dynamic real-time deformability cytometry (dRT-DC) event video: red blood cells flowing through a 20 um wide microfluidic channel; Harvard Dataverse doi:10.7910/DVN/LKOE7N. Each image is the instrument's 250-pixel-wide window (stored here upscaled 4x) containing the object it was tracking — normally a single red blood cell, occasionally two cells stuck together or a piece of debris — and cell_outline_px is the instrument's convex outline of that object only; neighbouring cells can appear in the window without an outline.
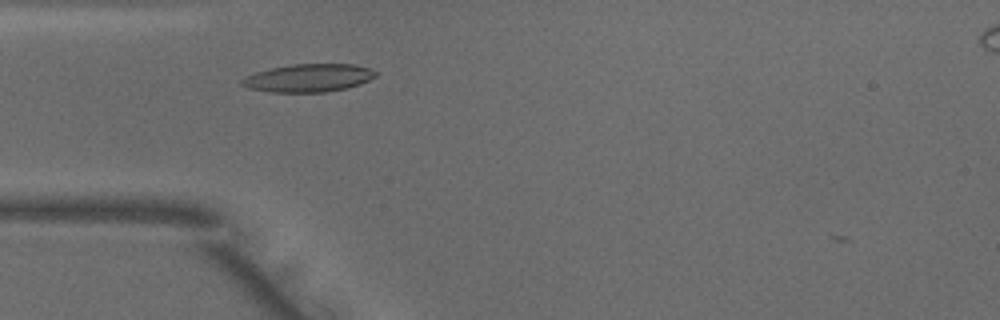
{"species": "common noctule bat (a hibernating species)", "species_latin": "Nyctalus noctula", "temperature_condition": "warm", "stored_images_in_passage": 34, "camera_frame_rate_fps": 3000, "um_per_image_px": 0.085, "animal": {"sex": "male", "body_mass_g": 18.8}, "frame": {"image": 1, "passage_image": 9, "time_ms": 2.667, "image_size_px": [1000, 320], "cell_outline_px": [[376, 76], [360, 84], [348, 88], [328, 92], [272, 92], [248, 88], [240, 84], [240, 80], [244, 76], [256, 72], [272, 68], [292, 64], [352, 64], [368, 68], [376, 72]], "centroid_in_image_um": [26.2, 6.63], "position_along_channel_um": 58.8, "area_um2": 21.79}}
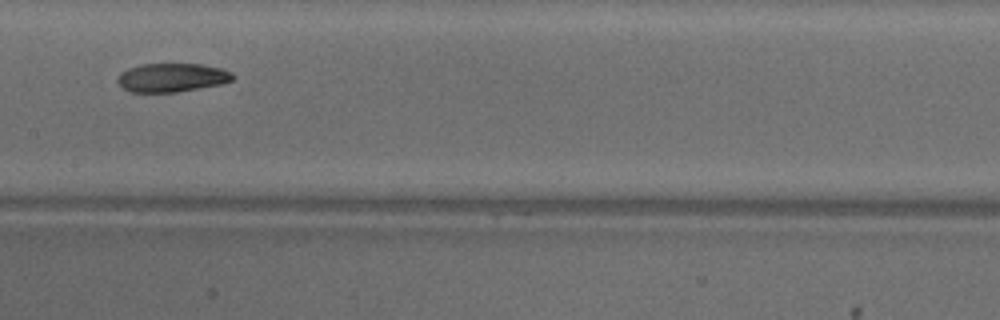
{"frame": {"image": 2, "passage_image": 19, "time_ms": 6.0, "image_size_px": [1000, 320], "cell_outline_px": [[236, 76], [232, 80], [220, 84], [176, 92], [128, 92], [116, 80], [120, 72], [128, 68], [140, 64], [200, 64], [220, 68], [232, 72]], "centroid_in_image_um": [14.59, 6.59], "position_along_channel_um": 192.8, "area_um2": 19.25}}
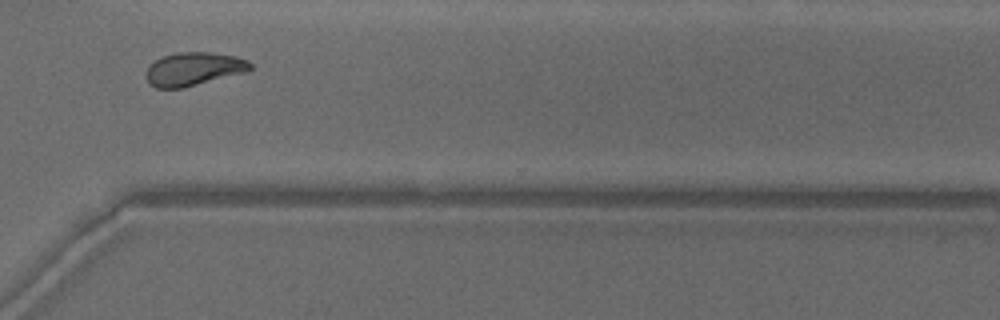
{"frame": {"image": 3, "passage_image": 31, "time_ms": 10.0, "image_size_px": [1000, 320], "cell_outline_px": [[252, 68], [248, 72], [184, 88], [156, 88], [148, 80], [148, 68], [156, 60], [164, 56], [176, 52], [208, 52], [232, 56], [248, 60], [252, 64]], "centroid_in_image_um": [16.53, 5.87], "position_along_channel_um": 354.1, "area_um2": 20.06}, "authors_computed_cell_mechanics": {"area_um2": 20.3167, "velocity_mm_per_s": 4.036, "shape_relaxation_time_tau1_ms": 6.6106, "shape_relaxation_time_tau2_ms": 3.452, "deformation_change_tau1": 0.1953, "deformation_change_tau2": 0.095}}